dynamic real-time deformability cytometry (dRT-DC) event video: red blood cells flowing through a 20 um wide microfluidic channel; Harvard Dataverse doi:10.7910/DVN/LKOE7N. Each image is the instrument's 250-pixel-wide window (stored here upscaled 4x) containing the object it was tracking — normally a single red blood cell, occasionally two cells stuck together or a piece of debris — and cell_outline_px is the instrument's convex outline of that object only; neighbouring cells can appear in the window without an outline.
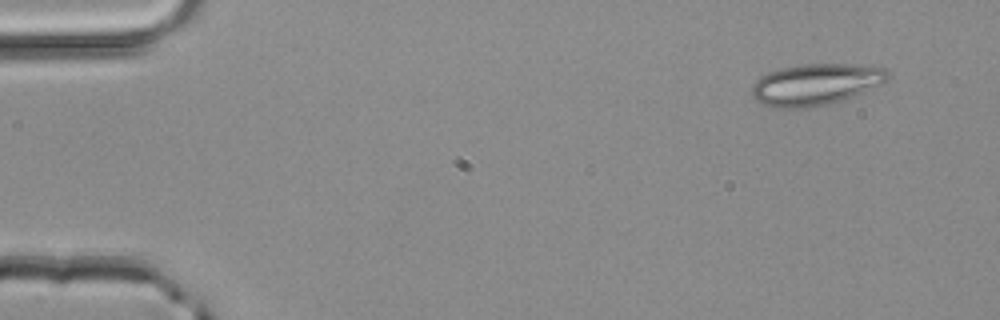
{"species": "common noctule bat (a hibernating species)", "species_latin": "Nyctalus noctula", "temperature_condition": "room temperature", "stored_images_in_passage": 3, "camera_frame_rate_fps": 3000, "um_per_image_px": 0.085, "animal": {"sex": "male", "body_mass_g": 20.4}, "frame": {"image": 1, "passage_image": 1, "time_ms": 0.0, "image_size_px": [1000, 320], "cell_outline_px": [[892, 76], [888, 80], [880, 84], [852, 96], [832, 104], [812, 108], [776, 108], [764, 104], [756, 100], [752, 96], [752, 84], [760, 76], [768, 72], [780, 68], [800, 64], [852, 64], [884, 68]], "centroid_in_image_um": [69.31, 7.18], "position_along_channel_um": 15.7, "area_um2": 33.0}}